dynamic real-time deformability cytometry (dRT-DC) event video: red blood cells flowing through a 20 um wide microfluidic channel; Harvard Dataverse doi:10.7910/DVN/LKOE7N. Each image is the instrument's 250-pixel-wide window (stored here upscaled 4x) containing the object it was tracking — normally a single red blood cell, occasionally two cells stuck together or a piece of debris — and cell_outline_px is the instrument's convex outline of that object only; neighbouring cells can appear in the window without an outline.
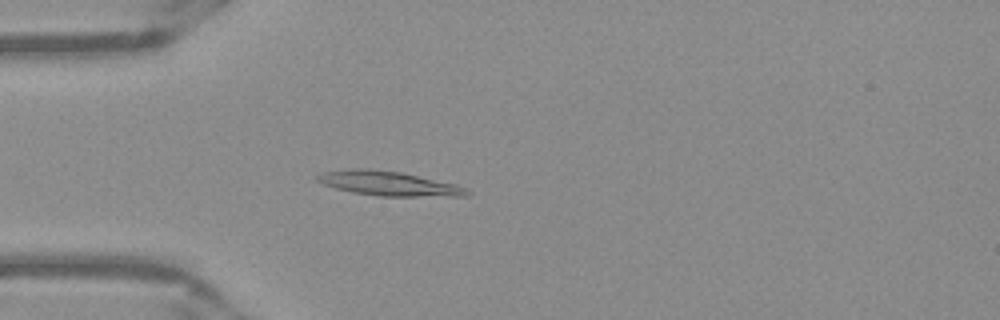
{"species": "Egyptian fruit bat (a non-hibernating species)", "species_latin": "Rousettus aegyptiacus", "temperature_condition": "warm", "stored_images_in_passage": 48, "camera_frame_rate_fps": 3000, "um_per_image_px": 0.085, "frame": {"image": 1, "passage_image": 11, "time_ms": 3.333, "image_size_px": [1000, 320], "cell_outline_px": [[472, 192], [468, 196], [380, 196], [352, 192], [336, 188], [324, 184], [316, 180], [316, 176], [324, 172], [352, 168], [368, 168], [400, 172], [456, 184], [468, 188]], "centroid_in_image_um": [33.08, 15.6], "position_along_channel_um": 51.9, "area_um2": 21.27}}
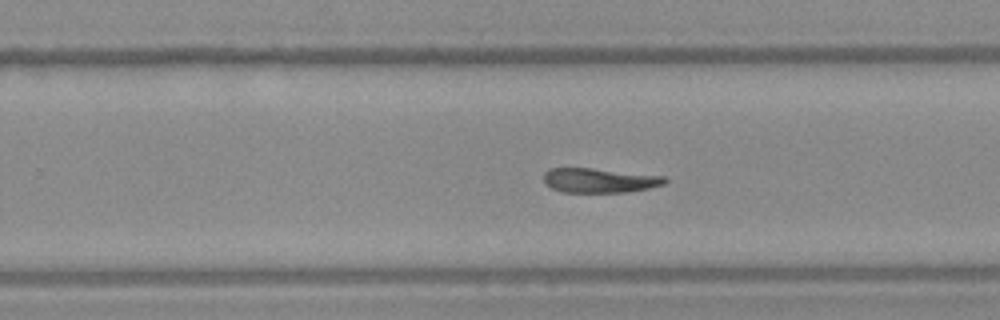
{"frame": {"image": 2, "passage_image": 29, "time_ms": 9.333, "image_size_px": [1000, 320], "cell_outline_px": [[668, 180], [664, 184], [648, 188], [628, 192], [564, 192], [552, 188], [544, 184], [544, 172], [548, 168], [592, 168], [664, 176]], "centroid_in_image_um": [50.93, 15.33], "position_along_channel_um": 278.9, "area_um2": 17.28}}
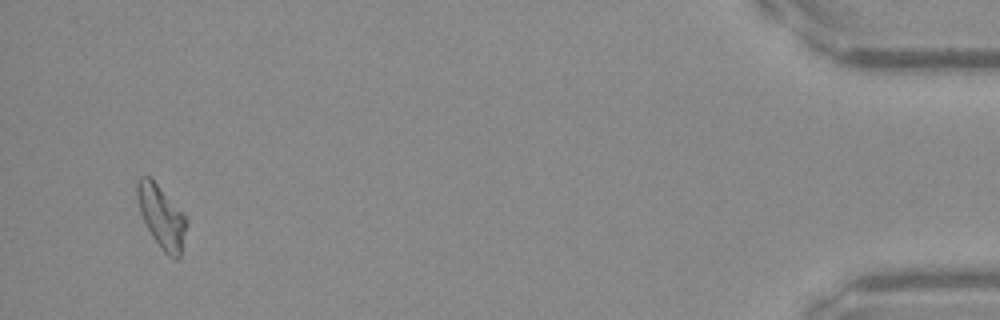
{"frame": {"image": 3, "passage_image": 46, "time_ms": 15.0, "image_size_px": [1000, 320], "cell_outline_px": [[188, 224], [180, 256], [176, 260], [172, 260], [164, 252], [152, 236], [140, 212], [136, 196], [136, 180], [140, 176], [148, 176], [184, 212], [188, 220]], "centroid_in_image_um": [13.75, 18.44], "position_along_channel_um": 421.4, "area_um2": 18.09}}